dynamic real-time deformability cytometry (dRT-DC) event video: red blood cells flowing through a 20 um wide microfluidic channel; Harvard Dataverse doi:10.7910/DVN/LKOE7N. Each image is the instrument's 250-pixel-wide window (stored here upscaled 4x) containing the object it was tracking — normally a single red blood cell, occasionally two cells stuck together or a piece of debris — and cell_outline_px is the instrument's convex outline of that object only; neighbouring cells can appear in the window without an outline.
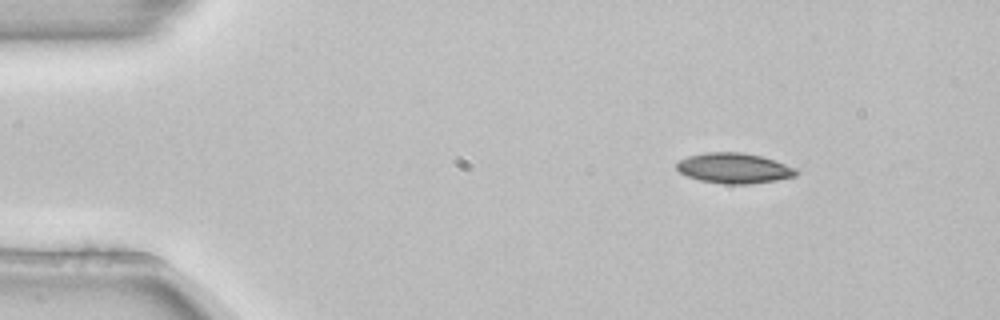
{"species": "common noctule bat (a hibernating species)", "species_latin": "Nyctalus noctula", "temperature_condition": "room temperature", "stored_images_in_passage": 3, "camera_frame_rate_fps": 3000, "um_per_image_px": 0.085, "animal": {"sex": "female", "body_mass_g": 22.7, "forearm_length_mm": 54.2}, "frame": {"image": 1, "passage_image": 1, "time_ms": 0.0, "image_size_px": [1000, 320], "cell_outline_px": [[800, 172], [796, 176], [776, 180], [748, 184], [724, 184], [700, 180], [688, 176], [680, 172], [676, 168], [676, 164], [680, 160], [688, 156], [704, 152], [744, 152], [760, 156], [796, 168]], "centroid_in_image_um": [62.39, 14.29], "position_along_channel_um": 22.6, "area_um2": 21.04}}
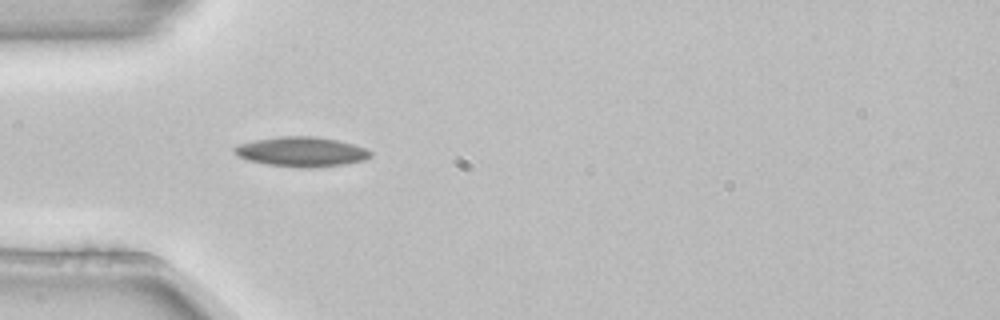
{"frame": {"image": 2, "passage_image": 3, "time_ms": 0.667, "image_size_px": [1000, 320], "cell_outline_px": [[372, 156], [364, 160], [344, 164], [304, 168], [300, 168], [268, 164], [248, 160], [232, 152], [232, 148], [236, 144], [256, 140], [280, 136], [316, 136], [336, 140], [352, 144], [364, 148], [372, 152]], "centroid_in_image_um": [25.59, 12.89], "position_along_channel_um": 59.4, "area_um2": 23.47}}